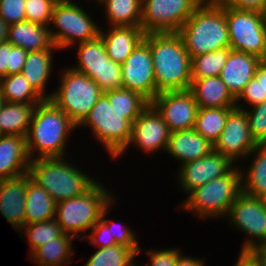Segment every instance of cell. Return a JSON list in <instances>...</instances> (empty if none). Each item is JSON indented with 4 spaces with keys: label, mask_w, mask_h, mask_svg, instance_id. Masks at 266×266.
<instances>
[{
    "label": "cell",
    "mask_w": 266,
    "mask_h": 266,
    "mask_svg": "<svg viewBox=\"0 0 266 266\" xmlns=\"http://www.w3.org/2000/svg\"><path fill=\"white\" fill-rule=\"evenodd\" d=\"M65 159V156L34 159L28 169L31 179L56 203L84 194L97 182Z\"/></svg>",
    "instance_id": "cell-4"
},
{
    "label": "cell",
    "mask_w": 266,
    "mask_h": 266,
    "mask_svg": "<svg viewBox=\"0 0 266 266\" xmlns=\"http://www.w3.org/2000/svg\"><path fill=\"white\" fill-rule=\"evenodd\" d=\"M233 167L226 175L197 187L183 200L180 209L198 218L226 217L231 205L242 192L241 168ZM222 216V217H221Z\"/></svg>",
    "instance_id": "cell-6"
},
{
    "label": "cell",
    "mask_w": 266,
    "mask_h": 266,
    "mask_svg": "<svg viewBox=\"0 0 266 266\" xmlns=\"http://www.w3.org/2000/svg\"><path fill=\"white\" fill-rule=\"evenodd\" d=\"M249 156L254 158L247 172L241 170L242 192L252 197L266 199V144H258L247 158H250Z\"/></svg>",
    "instance_id": "cell-28"
},
{
    "label": "cell",
    "mask_w": 266,
    "mask_h": 266,
    "mask_svg": "<svg viewBox=\"0 0 266 266\" xmlns=\"http://www.w3.org/2000/svg\"><path fill=\"white\" fill-rule=\"evenodd\" d=\"M137 253L130 247L113 245L98 248L84 266H137Z\"/></svg>",
    "instance_id": "cell-35"
},
{
    "label": "cell",
    "mask_w": 266,
    "mask_h": 266,
    "mask_svg": "<svg viewBox=\"0 0 266 266\" xmlns=\"http://www.w3.org/2000/svg\"><path fill=\"white\" fill-rule=\"evenodd\" d=\"M11 48L12 44L8 41L0 43V79L7 76Z\"/></svg>",
    "instance_id": "cell-48"
},
{
    "label": "cell",
    "mask_w": 266,
    "mask_h": 266,
    "mask_svg": "<svg viewBox=\"0 0 266 266\" xmlns=\"http://www.w3.org/2000/svg\"><path fill=\"white\" fill-rule=\"evenodd\" d=\"M231 48H223L191 58L192 80L219 76L226 64Z\"/></svg>",
    "instance_id": "cell-36"
},
{
    "label": "cell",
    "mask_w": 266,
    "mask_h": 266,
    "mask_svg": "<svg viewBox=\"0 0 266 266\" xmlns=\"http://www.w3.org/2000/svg\"><path fill=\"white\" fill-rule=\"evenodd\" d=\"M243 110L247 114L252 137L258 144H266V100Z\"/></svg>",
    "instance_id": "cell-40"
},
{
    "label": "cell",
    "mask_w": 266,
    "mask_h": 266,
    "mask_svg": "<svg viewBox=\"0 0 266 266\" xmlns=\"http://www.w3.org/2000/svg\"><path fill=\"white\" fill-rule=\"evenodd\" d=\"M177 33L191 58L230 48L225 5L204 0Z\"/></svg>",
    "instance_id": "cell-3"
},
{
    "label": "cell",
    "mask_w": 266,
    "mask_h": 266,
    "mask_svg": "<svg viewBox=\"0 0 266 266\" xmlns=\"http://www.w3.org/2000/svg\"><path fill=\"white\" fill-rule=\"evenodd\" d=\"M257 145L250 133L246 112L234 108L227 116L225 127L214 144V151L237 164L235 162L247 158Z\"/></svg>",
    "instance_id": "cell-13"
},
{
    "label": "cell",
    "mask_w": 266,
    "mask_h": 266,
    "mask_svg": "<svg viewBox=\"0 0 266 266\" xmlns=\"http://www.w3.org/2000/svg\"><path fill=\"white\" fill-rule=\"evenodd\" d=\"M55 215L56 202L29 176L25 197V224L49 220L55 218Z\"/></svg>",
    "instance_id": "cell-27"
},
{
    "label": "cell",
    "mask_w": 266,
    "mask_h": 266,
    "mask_svg": "<svg viewBox=\"0 0 266 266\" xmlns=\"http://www.w3.org/2000/svg\"><path fill=\"white\" fill-rule=\"evenodd\" d=\"M154 66L156 96L162 92L190 89L191 57L177 32L147 33Z\"/></svg>",
    "instance_id": "cell-1"
},
{
    "label": "cell",
    "mask_w": 266,
    "mask_h": 266,
    "mask_svg": "<svg viewBox=\"0 0 266 266\" xmlns=\"http://www.w3.org/2000/svg\"><path fill=\"white\" fill-rule=\"evenodd\" d=\"M54 6L71 3L72 0H49Z\"/></svg>",
    "instance_id": "cell-54"
},
{
    "label": "cell",
    "mask_w": 266,
    "mask_h": 266,
    "mask_svg": "<svg viewBox=\"0 0 266 266\" xmlns=\"http://www.w3.org/2000/svg\"><path fill=\"white\" fill-rule=\"evenodd\" d=\"M53 7L49 0H25V21L50 27Z\"/></svg>",
    "instance_id": "cell-41"
},
{
    "label": "cell",
    "mask_w": 266,
    "mask_h": 266,
    "mask_svg": "<svg viewBox=\"0 0 266 266\" xmlns=\"http://www.w3.org/2000/svg\"><path fill=\"white\" fill-rule=\"evenodd\" d=\"M170 133L161 114L150 103L132 123L130 141L115 159L124 156V152L129 149L130 144L136 145L135 147L147 154H153L160 149L161 151L164 149L165 152Z\"/></svg>",
    "instance_id": "cell-15"
},
{
    "label": "cell",
    "mask_w": 266,
    "mask_h": 266,
    "mask_svg": "<svg viewBox=\"0 0 266 266\" xmlns=\"http://www.w3.org/2000/svg\"><path fill=\"white\" fill-rule=\"evenodd\" d=\"M0 89L5 102L39 104L44 101L22 73L2 77Z\"/></svg>",
    "instance_id": "cell-33"
},
{
    "label": "cell",
    "mask_w": 266,
    "mask_h": 266,
    "mask_svg": "<svg viewBox=\"0 0 266 266\" xmlns=\"http://www.w3.org/2000/svg\"><path fill=\"white\" fill-rule=\"evenodd\" d=\"M27 53L28 52L23 48L12 45L10 50L9 65H7V76L22 73Z\"/></svg>",
    "instance_id": "cell-47"
},
{
    "label": "cell",
    "mask_w": 266,
    "mask_h": 266,
    "mask_svg": "<svg viewBox=\"0 0 266 266\" xmlns=\"http://www.w3.org/2000/svg\"><path fill=\"white\" fill-rule=\"evenodd\" d=\"M180 249L176 248H168V249H162L160 251L156 249H150L146 251L147 256H149V264L147 263V266H176L177 261L182 254ZM146 266V264H142L140 266ZM139 266V265H137Z\"/></svg>",
    "instance_id": "cell-43"
},
{
    "label": "cell",
    "mask_w": 266,
    "mask_h": 266,
    "mask_svg": "<svg viewBox=\"0 0 266 266\" xmlns=\"http://www.w3.org/2000/svg\"><path fill=\"white\" fill-rule=\"evenodd\" d=\"M18 232L27 236L31 255L38 247L52 241L53 238L61 237L64 232L55 218L42 222L25 224Z\"/></svg>",
    "instance_id": "cell-37"
},
{
    "label": "cell",
    "mask_w": 266,
    "mask_h": 266,
    "mask_svg": "<svg viewBox=\"0 0 266 266\" xmlns=\"http://www.w3.org/2000/svg\"><path fill=\"white\" fill-rule=\"evenodd\" d=\"M87 10L71 2L53 7L49 28L54 45L61 50L74 47L75 44L93 40L99 36L100 27ZM56 29V30H55Z\"/></svg>",
    "instance_id": "cell-9"
},
{
    "label": "cell",
    "mask_w": 266,
    "mask_h": 266,
    "mask_svg": "<svg viewBox=\"0 0 266 266\" xmlns=\"http://www.w3.org/2000/svg\"><path fill=\"white\" fill-rule=\"evenodd\" d=\"M99 182L82 195L56 203L55 219L65 234L84 240L85 236L80 232L90 231L115 199L113 193Z\"/></svg>",
    "instance_id": "cell-5"
},
{
    "label": "cell",
    "mask_w": 266,
    "mask_h": 266,
    "mask_svg": "<svg viewBox=\"0 0 266 266\" xmlns=\"http://www.w3.org/2000/svg\"><path fill=\"white\" fill-rule=\"evenodd\" d=\"M214 145L194 129L171 132L165 151L180 165L209 155Z\"/></svg>",
    "instance_id": "cell-21"
},
{
    "label": "cell",
    "mask_w": 266,
    "mask_h": 266,
    "mask_svg": "<svg viewBox=\"0 0 266 266\" xmlns=\"http://www.w3.org/2000/svg\"><path fill=\"white\" fill-rule=\"evenodd\" d=\"M29 173L0 180V213L16 231L25 225V197Z\"/></svg>",
    "instance_id": "cell-18"
},
{
    "label": "cell",
    "mask_w": 266,
    "mask_h": 266,
    "mask_svg": "<svg viewBox=\"0 0 266 266\" xmlns=\"http://www.w3.org/2000/svg\"><path fill=\"white\" fill-rule=\"evenodd\" d=\"M90 234H85V239L90 240L93 246H97L96 248H105L115 245V239L111 238L110 229L99 220L93 228L90 230Z\"/></svg>",
    "instance_id": "cell-45"
},
{
    "label": "cell",
    "mask_w": 266,
    "mask_h": 266,
    "mask_svg": "<svg viewBox=\"0 0 266 266\" xmlns=\"http://www.w3.org/2000/svg\"><path fill=\"white\" fill-rule=\"evenodd\" d=\"M123 88L141 93L150 102L156 96V81L150 46L142 40L121 64Z\"/></svg>",
    "instance_id": "cell-16"
},
{
    "label": "cell",
    "mask_w": 266,
    "mask_h": 266,
    "mask_svg": "<svg viewBox=\"0 0 266 266\" xmlns=\"http://www.w3.org/2000/svg\"><path fill=\"white\" fill-rule=\"evenodd\" d=\"M240 101L246 102L247 106H245V105L242 106ZM259 103H262L261 84H260V80H256L253 77L248 82V84L245 86L244 90L239 95V97L236 99V108L241 109V110L248 109V108H250L254 105H257Z\"/></svg>",
    "instance_id": "cell-44"
},
{
    "label": "cell",
    "mask_w": 266,
    "mask_h": 266,
    "mask_svg": "<svg viewBox=\"0 0 266 266\" xmlns=\"http://www.w3.org/2000/svg\"><path fill=\"white\" fill-rule=\"evenodd\" d=\"M254 78L260 80L262 89V102L266 100V61H262L257 67Z\"/></svg>",
    "instance_id": "cell-50"
},
{
    "label": "cell",
    "mask_w": 266,
    "mask_h": 266,
    "mask_svg": "<svg viewBox=\"0 0 266 266\" xmlns=\"http://www.w3.org/2000/svg\"><path fill=\"white\" fill-rule=\"evenodd\" d=\"M0 17L7 25L25 21V0H0Z\"/></svg>",
    "instance_id": "cell-42"
},
{
    "label": "cell",
    "mask_w": 266,
    "mask_h": 266,
    "mask_svg": "<svg viewBox=\"0 0 266 266\" xmlns=\"http://www.w3.org/2000/svg\"><path fill=\"white\" fill-rule=\"evenodd\" d=\"M105 8L108 26H140L142 0H99Z\"/></svg>",
    "instance_id": "cell-31"
},
{
    "label": "cell",
    "mask_w": 266,
    "mask_h": 266,
    "mask_svg": "<svg viewBox=\"0 0 266 266\" xmlns=\"http://www.w3.org/2000/svg\"><path fill=\"white\" fill-rule=\"evenodd\" d=\"M264 33H265V61H266V12L264 13Z\"/></svg>",
    "instance_id": "cell-55"
},
{
    "label": "cell",
    "mask_w": 266,
    "mask_h": 266,
    "mask_svg": "<svg viewBox=\"0 0 266 266\" xmlns=\"http://www.w3.org/2000/svg\"><path fill=\"white\" fill-rule=\"evenodd\" d=\"M60 86L51 101L78 127L103 94L99 85L87 75L65 67L61 70Z\"/></svg>",
    "instance_id": "cell-7"
},
{
    "label": "cell",
    "mask_w": 266,
    "mask_h": 266,
    "mask_svg": "<svg viewBox=\"0 0 266 266\" xmlns=\"http://www.w3.org/2000/svg\"><path fill=\"white\" fill-rule=\"evenodd\" d=\"M189 90L200 108L236 107V99L220 76L192 80Z\"/></svg>",
    "instance_id": "cell-24"
},
{
    "label": "cell",
    "mask_w": 266,
    "mask_h": 266,
    "mask_svg": "<svg viewBox=\"0 0 266 266\" xmlns=\"http://www.w3.org/2000/svg\"><path fill=\"white\" fill-rule=\"evenodd\" d=\"M76 46L78 47L76 53L78 62L71 68L92 79L98 74L106 59L109 58L105 44L102 38L98 36L93 40L78 43Z\"/></svg>",
    "instance_id": "cell-30"
},
{
    "label": "cell",
    "mask_w": 266,
    "mask_h": 266,
    "mask_svg": "<svg viewBox=\"0 0 266 266\" xmlns=\"http://www.w3.org/2000/svg\"><path fill=\"white\" fill-rule=\"evenodd\" d=\"M236 107L200 108L195 119L194 130L213 145L219 139L228 114Z\"/></svg>",
    "instance_id": "cell-32"
},
{
    "label": "cell",
    "mask_w": 266,
    "mask_h": 266,
    "mask_svg": "<svg viewBox=\"0 0 266 266\" xmlns=\"http://www.w3.org/2000/svg\"><path fill=\"white\" fill-rule=\"evenodd\" d=\"M76 238L70 234H63L61 237L53 238L42 246L38 247L29 257L37 266H67L74 262L73 242Z\"/></svg>",
    "instance_id": "cell-26"
},
{
    "label": "cell",
    "mask_w": 266,
    "mask_h": 266,
    "mask_svg": "<svg viewBox=\"0 0 266 266\" xmlns=\"http://www.w3.org/2000/svg\"><path fill=\"white\" fill-rule=\"evenodd\" d=\"M7 41L27 52L58 49L52 41L49 27L30 21L8 25Z\"/></svg>",
    "instance_id": "cell-23"
},
{
    "label": "cell",
    "mask_w": 266,
    "mask_h": 266,
    "mask_svg": "<svg viewBox=\"0 0 266 266\" xmlns=\"http://www.w3.org/2000/svg\"><path fill=\"white\" fill-rule=\"evenodd\" d=\"M219 4L240 10H253L265 13L266 0H216Z\"/></svg>",
    "instance_id": "cell-46"
},
{
    "label": "cell",
    "mask_w": 266,
    "mask_h": 266,
    "mask_svg": "<svg viewBox=\"0 0 266 266\" xmlns=\"http://www.w3.org/2000/svg\"><path fill=\"white\" fill-rule=\"evenodd\" d=\"M8 25L0 17V43L7 41Z\"/></svg>",
    "instance_id": "cell-53"
},
{
    "label": "cell",
    "mask_w": 266,
    "mask_h": 266,
    "mask_svg": "<svg viewBox=\"0 0 266 266\" xmlns=\"http://www.w3.org/2000/svg\"><path fill=\"white\" fill-rule=\"evenodd\" d=\"M92 80L99 85L103 93L123 88L121 64L107 58Z\"/></svg>",
    "instance_id": "cell-39"
},
{
    "label": "cell",
    "mask_w": 266,
    "mask_h": 266,
    "mask_svg": "<svg viewBox=\"0 0 266 266\" xmlns=\"http://www.w3.org/2000/svg\"><path fill=\"white\" fill-rule=\"evenodd\" d=\"M235 165L228 157L213 150L203 158L181 165L177 172V181L186 194H189L197 187L226 175Z\"/></svg>",
    "instance_id": "cell-17"
},
{
    "label": "cell",
    "mask_w": 266,
    "mask_h": 266,
    "mask_svg": "<svg viewBox=\"0 0 266 266\" xmlns=\"http://www.w3.org/2000/svg\"><path fill=\"white\" fill-rule=\"evenodd\" d=\"M37 104L5 102L0 110V135L26 137Z\"/></svg>",
    "instance_id": "cell-29"
},
{
    "label": "cell",
    "mask_w": 266,
    "mask_h": 266,
    "mask_svg": "<svg viewBox=\"0 0 266 266\" xmlns=\"http://www.w3.org/2000/svg\"><path fill=\"white\" fill-rule=\"evenodd\" d=\"M205 262L206 261H204L203 258L197 259L195 257H187L181 254L176 266H205Z\"/></svg>",
    "instance_id": "cell-51"
},
{
    "label": "cell",
    "mask_w": 266,
    "mask_h": 266,
    "mask_svg": "<svg viewBox=\"0 0 266 266\" xmlns=\"http://www.w3.org/2000/svg\"><path fill=\"white\" fill-rule=\"evenodd\" d=\"M204 0H142L144 33L178 32Z\"/></svg>",
    "instance_id": "cell-12"
},
{
    "label": "cell",
    "mask_w": 266,
    "mask_h": 266,
    "mask_svg": "<svg viewBox=\"0 0 266 266\" xmlns=\"http://www.w3.org/2000/svg\"><path fill=\"white\" fill-rule=\"evenodd\" d=\"M82 126L92 130L94 138L113 160L127 147L131 138L132 122L126 114L119 113L110 105L104 93L78 127Z\"/></svg>",
    "instance_id": "cell-8"
},
{
    "label": "cell",
    "mask_w": 266,
    "mask_h": 266,
    "mask_svg": "<svg viewBox=\"0 0 266 266\" xmlns=\"http://www.w3.org/2000/svg\"><path fill=\"white\" fill-rule=\"evenodd\" d=\"M113 204H116L115 199L104 209L100 220L110 229L111 238L115 239V243L117 245H123V246L130 247L137 254L142 253V250L139 247L140 245L138 244V240L136 238L137 236H135L136 234L130 227L121 226V224L120 225L117 224L116 220H113V219L111 220L109 218H106L107 213H109V209H111L110 207L111 205L113 206ZM115 225L117 227L120 226L122 228L121 229L117 228ZM113 226H115L119 231L116 228L114 229Z\"/></svg>",
    "instance_id": "cell-38"
},
{
    "label": "cell",
    "mask_w": 266,
    "mask_h": 266,
    "mask_svg": "<svg viewBox=\"0 0 266 266\" xmlns=\"http://www.w3.org/2000/svg\"><path fill=\"white\" fill-rule=\"evenodd\" d=\"M226 217L229 224L247 236L240 252L266 245V199L241 192Z\"/></svg>",
    "instance_id": "cell-11"
},
{
    "label": "cell",
    "mask_w": 266,
    "mask_h": 266,
    "mask_svg": "<svg viewBox=\"0 0 266 266\" xmlns=\"http://www.w3.org/2000/svg\"><path fill=\"white\" fill-rule=\"evenodd\" d=\"M234 266H257L254 260L246 253L240 252Z\"/></svg>",
    "instance_id": "cell-52"
},
{
    "label": "cell",
    "mask_w": 266,
    "mask_h": 266,
    "mask_svg": "<svg viewBox=\"0 0 266 266\" xmlns=\"http://www.w3.org/2000/svg\"><path fill=\"white\" fill-rule=\"evenodd\" d=\"M30 163L26 137L0 135V180L27 173Z\"/></svg>",
    "instance_id": "cell-20"
},
{
    "label": "cell",
    "mask_w": 266,
    "mask_h": 266,
    "mask_svg": "<svg viewBox=\"0 0 266 266\" xmlns=\"http://www.w3.org/2000/svg\"><path fill=\"white\" fill-rule=\"evenodd\" d=\"M262 61L259 57L245 52L235 50L229 52L226 64L219 76L235 99L255 76L257 67Z\"/></svg>",
    "instance_id": "cell-19"
},
{
    "label": "cell",
    "mask_w": 266,
    "mask_h": 266,
    "mask_svg": "<svg viewBox=\"0 0 266 266\" xmlns=\"http://www.w3.org/2000/svg\"><path fill=\"white\" fill-rule=\"evenodd\" d=\"M76 128L78 127L69 116L51 100L37 104L26 136L30 159L66 156L67 140ZM35 151L36 156H34Z\"/></svg>",
    "instance_id": "cell-2"
},
{
    "label": "cell",
    "mask_w": 266,
    "mask_h": 266,
    "mask_svg": "<svg viewBox=\"0 0 266 266\" xmlns=\"http://www.w3.org/2000/svg\"><path fill=\"white\" fill-rule=\"evenodd\" d=\"M257 264V266H266V245L256 246L246 252Z\"/></svg>",
    "instance_id": "cell-49"
},
{
    "label": "cell",
    "mask_w": 266,
    "mask_h": 266,
    "mask_svg": "<svg viewBox=\"0 0 266 266\" xmlns=\"http://www.w3.org/2000/svg\"><path fill=\"white\" fill-rule=\"evenodd\" d=\"M110 105L122 114L132 123L150 104V101L141 93L130 89H116L104 92Z\"/></svg>",
    "instance_id": "cell-34"
},
{
    "label": "cell",
    "mask_w": 266,
    "mask_h": 266,
    "mask_svg": "<svg viewBox=\"0 0 266 266\" xmlns=\"http://www.w3.org/2000/svg\"><path fill=\"white\" fill-rule=\"evenodd\" d=\"M106 32L100 28L108 57L116 63L122 64L144 39L145 33L141 26H108Z\"/></svg>",
    "instance_id": "cell-22"
},
{
    "label": "cell",
    "mask_w": 266,
    "mask_h": 266,
    "mask_svg": "<svg viewBox=\"0 0 266 266\" xmlns=\"http://www.w3.org/2000/svg\"><path fill=\"white\" fill-rule=\"evenodd\" d=\"M230 48L265 61L264 13L225 6Z\"/></svg>",
    "instance_id": "cell-10"
},
{
    "label": "cell",
    "mask_w": 266,
    "mask_h": 266,
    "mask_svg": "<svg viewBox=\"0 0 266 266\" xmlns=\"http://www.w3.org/2000/svg\"><path fill=\"white\" fill-rule=\"evenodd\" d=\"M150 103L161 114L170 132L194 129L199 106L189 89L159 93Z\"/></svg>",
    "instance_id": "cell-14"
},
{
    "label": "cell",
    "mask_w": 266,
    "mask_h": 266,
    "mask_svg": "<svg viewBox=\"0 0 266 266\" xmlns=\"http://www.w3.org/2000/svg\"><path fill=\"white\" fill-rule=\"evenodd\" d=\"M4 103H5V99H4L2 92H1V89H0V110L2 109Z\"/></svg>",
    "instance_id": "cell-56"
},
{
    "label": "cell",
    "mask_w": 266,
    "mask_h": 266,
    "mask_svg": "<svg viewBox=\"0 0 266 266\" xmlns=\"http://www.w3.org/2000/svg\"><path fill=\"white\" fill-rule=\"evenodd\" d=\"M59 49H45L40 51L28 52L23 66L22 74L29 81L33 89L44 99L50 100L53 91L45 93L47 81L53 72V51Z\"/></svg>",
    "instance_id": "cell-25"
}]
</instances>
